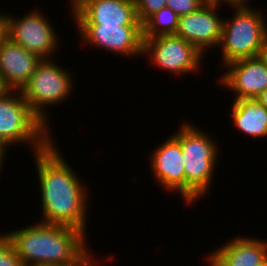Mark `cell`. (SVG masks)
<instances>
[{"instance_id":"1","label":"cell","mask_w":267,"mask_h":266,"mask_svg":"<svg viewBox=\"0 0 267 266\" xmlns=\"http://www.w3.org/2000/svg\"><path fill=\"white\" fill-rule=\"evenodd\" d=\"M52 142L34 153L42 198L43 223L68 226L86 235L87 195L72 167Z\"/></svg>"},{"instance_id":"2","label":"cell","mask_w":267,"mask_h":266,"mask_svg":"<svg viewBox=\"0 0 267 266\" xmlns=\"http://www.w3.org/2000/svg\"><path fill=\"white\" fill-rule=\"evenodd\" d=\"M5 235L24 266L93 264L86 247V235L72 227L41 222Z\"/></svg>"},{"instance_id":"3","label":"cell","mask_w":267,"mask_h":266,"mask_svg":"<svg viewBox=\"0 0 267 266\" xmlns=\"http://www.w3.org/2000/svg\"><path fill=\"white\" fill-rule=\"evenodd\" d=\"M173 136L180 142L185 172V202L193 203L208 191L211 184L218 148L207 134L189 123Z\"/></svg>"},{"instance_id":"4","label":"cell","mask_w":267,"mask_h":266,"mask_svg":"<svg viewBox=\"0 0 267 266\" xmlns=\"http://www.w3.org/2000/svg\"><path fill=\"white\" fill-rule=\"evenodd\" d=\"M46 127L21 92L16 95L12 90H5L0 95V144L5 148L13 143L29 142L35 153L42 151L53 140Z\"/></svg>"},{"instance_id":"5","label":"cell","mask_w":267,"mask_h":266,"mask_svg":"<svg viewBox=\"0 0 267 266\" xmlns=\"http://www.w3.org/2000/svg\"><path fill=\"white\" fill-rule=\"evenodd\" d=\"M235 16L223 20L221 40L224 66L230 62L257 57L267 37L265 19L248 5L234 6Z\"/></svg>"},{"instance_id":"6","label":"cell","mask_w":267,"mask_h":266,"mask_svg":"<svg viewBox=\"0 0 267 266\" xmlns=\"http://www.w3.org/2000/svg\"><path fill=\"white\" fill-rule=\"evenodd\" d=\"M53 63L42 60L20 91L33 113L47 126L45 106L64 100L72 89L71 75ZM43 109V110H42Z\"/></svg>"},{"instance_id":"7","label":"cell","mask_w":267,"mask_h":266,"mask_svg":"<svg viewBox=\"0 0 267 266\" xmlns=\"http://www.w3.org/2000/svg\"><path fill=\"white\" fill-rule=\"evenodd\" d=\"M42 13L31 12L18 18L4 14V34L42 60H49L56 48L57 35Z\"/></svg>"},{"instance_id":"8","label":"cell","mask_w":267,"mask_h":266,"mask_svg":"<svg viewBox=\"0 0 267 266\" xmlns=\"http://www.w3.org/2000/svg\"><path fill=\"white\" fill-rule=\"evenodd\" d=\"M142 53L149 54L153 63L173 73L198 69L203 53L190 42L176 35H159L143 38Z\"/></svg>"},{"instance_id":"9","label":"cell","mask_w":267,"mask_h":266,"mask_svg":"<svg viewBox=\"0 0 267 266\" xmlns=\"http://www.w3.org/2000/svg\"><path fill=\"white\" fill-rule=\"evenodd\" d=\"M76 24L142 26L135 0H73Z\"/></svg>"},{"instance_id":"10","label":"cell","mask_w":267,"mask_h":266,"mask_svg":"<svg viewBox=\"0 0 267 266\" xmlns=\"http://www.w3.org/2000/svg\"><path fill=\"white\" fill-rule=\"evenodd\" d=\"M218 5L208 0L197 11L180 16L175 35L195 45L202 53L211 46H219L223 20L215 12Z\"/></svg>"},{"instance_id":"11","label":"cell","mask_w":267,"mask_h":266,"mask_svg":"<svg viewBox=\"0 0 267 266\" xmlns=\"http://www.w3.org/2000/svg\"><path fill=\"white\" fill-rule=\"evenodd\" d=\"M85 42L125 56L142 55V26L77 24Z\"/></svg>"},{"instance_id":"12","label":"cell","mask_w":267,"mask_h":266,"mask_svg":"<svg viewBox=\"0 0 267 266\" xmlns=\"http://www.w3.org/2000/svg\"><path fill=\"white\" fill-rule=\"evenodd\" d=\"M42 61L5 34L0 39V80L6 90L18 92L29 82Z\"/></svg>"},{"instance_id":"13","label":"cell","mask_w":267,"mask_h":266,"mask_svg":"<svg viewBox=\"0 0 267 266\" xmlns=\"http://www.w3.org/2000/svg\"><path fill=\"white\" fill-rule=\"evenodd\" d=\"M220 82L233 89L237 100L256 99L267 88V65L260 56L228 63Z\"/></svg>"},{"instance_id":"14","label":"cell","mask_w":267,"mask_h":266,"mask_svg":"<svg viewBox=\"0 0 267 266\" xmlns=\"http://www.w3.org/2000/svg\"><path fill=\"white\" fill-rule=\"evenodd\" d=\"M152 172L157 181L168 190L178 191L185 200V172L180 142L171 136L153 152Z\"/></svg>"},{"instance_id":"15","label":"cell","mask_w":267,"mask_h":266,"mask_svg":"<svg viewBox=\"0 0 267 266\" xmlns=\"http://www.w3.org/2000/svg\"><path fill=\"white\" fill-rule=\"evenodd\" d=\"M210 255L220 266H258L267 259V242L237 237Z\"/></svg>"},{"instance_id":"16","label":"cell","mask_w":267,"mask_h":266,"mask_svg":"<svg viewBox=\"0 0 267 266\" xmlns=\"http://www.w3.org/2000/svg\"><path fill=\"white\" fill-rule=\"evenodd\" d=\"M232 116L235 126L245 134L253 138L267 136V108L256 99L234 101Z\"/></svg>"},{"instance_id":"17","label":"cell","mask_w":267,"mask_h":266,"mask_svg":"<svg viewBox=\"0 0 267 266\" xmlns=\"http://www.w3.org/2000/svg\"><path fill=\"white\" fill-rule=\"evenodd\" d=\"M179 17L171 8H161L142 24V38L175 35Z\"/></svg>"},{"instance_id":"18","label":"cell","mask_w":267,"mask_h":266,"mask_svg":"<svg viewBox=\"0 0 267 266\" xmlns=\"http://www.w3.org/2000/svg\"><path fill=\"white\" fill-rule=\"evenodd\" d=\"M0 266H24L10 239L0 235Z\"/></svg>"},{"instance_id":"19","label":"cell","mask_w":267,"mask_h":266,"mask_svg":"<svg viewBox=\"0 0 267 266\" xmlns=\"http://www.w3.org/2000/svg\"><path fill=\"white\" fill-rule=\"evenodd\" d=\"M137 18L143 24L151 15L166 7V0H135Z\"/></svg>"},{"instance_id":"20","label":"cell","mask_w":267,"mask_h":266,"mask_svg":"<svg viewBox=\"0 0 267 266\" xmlns=\"http://www.w3.org/2000/svg\"><path fill=\"white\" fill-rule=\"evenodd\" d=\"M208 0H166V7L171 8L178 16L197 11Z\"/></svg>"},{"instance_id":"21","label":"cell","mask_w":267,"mask_h":266,"mask_svg":"<svg viewBox=\"0 0 267 266\" xmlns=\"http://www.w3.org/2000/svg\"><path fill=\"white\" fill-rule=\"evenodd\" d=\"M214 1L220 3L221 0H214ZM222 1L228 3V5L230 4L233 6H243L246 5L248 2V0H222Z\"/></svg>"},{"instance_id":"22","label":"cell","mask_w":267,"mask_h":266,"mask_svg":"<svg viewBox=\"0 0 267 266\" xmlns=\"http://www.w3.org/2000/svg\"><path fill=\"white\" fill-rule=\"evenodd\" d=\"M256 100L267 108V88L256 98Z\"/></svg>"},{"instance_id":"23","label":"cell","mask_w":267,"mask_h":266,"mask_svg":"<svg viewBox=\"0 0 267 266\" xmlns=\"http://www.w3.org/2000/svg\"><path fill=\"white\" fill-rule=\"evenodd\" d=\"M259 56L267 65V37L265 38V41H264V44L260 51Z\"/></svg>"},{"instance_id":"24","label":"cell","mask_w":267,"mask_h":266,"mask_svg":"<svg viewBox=\"0 0 267 266\" xmlns=\"http://www.w3.org/2000/svg\"><path fill=\"white\" fill-rule=\"evenodd\" d=\"M34 266H93V264H42Z\"/></svg>"},{"instance_id":"25","label":"cell","mask_w":267,"mask_h":266,"mask_svg":"<svg viewBox=\"0 0 267 266\" xmlns=\"http://www.w3.org/2000/svg\"><path fill=\"white\" fill-rule=\"evenodd\" d=\"M4 35V15H0V39Z\"/></svg>"},{"instance_id":"26","label":"cell","mask_w":267,"mask_h":266,"mask_svg":"<svg viewBox=\"0 0 267 266\" xmlns=\"http://www.w3.org/2000/svg\"><path fill=\"white\" fill-rule=\"evenodd\" d=\"M4 152H6L5 147L0 144V168L2 166L1 164L3 162L4 156L6 155Z\"/></svg>"},{"instance_id":"27","label":"cell","mask_w":267,"mask_h":266,"mask_svg":"<svg viewBox=\"0 0 267 266\" xmlns=\"http://www.w3.org/2000/svg\"><path fill=\"white\" fill-rule=\"evenodd\" d=\"M208 260L210 262L209 266H220L211 255L208 257Z\"/></svg>"},{"instance_id":"28","label":"cell","mask_w":267,"mask_h":266,"mask_svg":"<svg viewBox=\"0 0 267 266\" xmlns=\"http://www.w3.org/2000/svg\"><path fill=\"white\" fill-rule=\"evenodd\" d=\"M6 90V88L3 86L1 80H0V95Z\"/></svg>"},{"instance_id":"29","label":"cell","mask_w":267,"mask_h":266,"mask_svg":"<svg viewBox=\"0 0 267 266\" xmlns=\"http://www.w3.org/2000/svg\"><path fill=\"white\" fill-rule=\"evenodd\" d=\"M258 266H267V259L263 263H261L260 265H258Z\"/></svg>"}]
</instances>
